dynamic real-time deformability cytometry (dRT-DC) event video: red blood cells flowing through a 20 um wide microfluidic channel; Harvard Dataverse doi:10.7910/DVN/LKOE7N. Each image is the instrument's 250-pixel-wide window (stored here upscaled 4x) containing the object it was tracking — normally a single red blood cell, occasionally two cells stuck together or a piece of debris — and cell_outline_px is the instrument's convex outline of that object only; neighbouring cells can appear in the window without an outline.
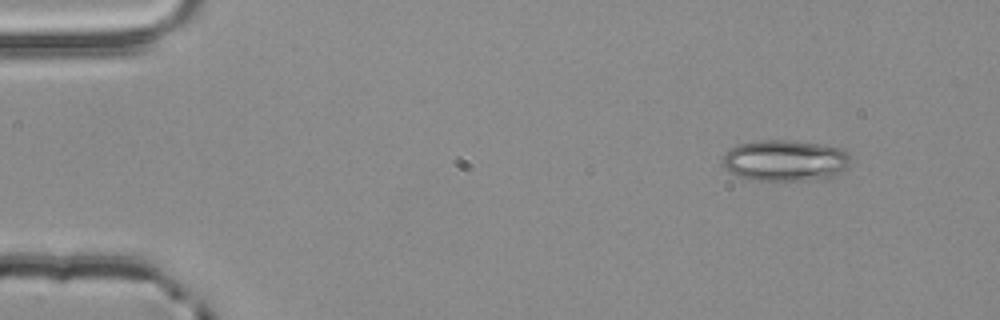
{"species": "common noctule bat (a hibernating species)", "species_latin": "Nyctalus noctula", "temperature_condition": "room temperature", "stored_images_in_passage": 4, "camera_frame_rate_fps": 3000, "um_per_image_px": 0.085, "animal": {"sex": "male", "body_mass_g": 20.4}, "frame": {"image": 1, "passage_image": 1, "time_ms": 0.0, "image_size_px": [1000, 320], "cell_outline_px": [[852, 164], [844, 172], [836, 176], [812, 180], [760, 180], [736, 176], [728, 172], [724, 164], [724, 156], [728, 148], [740, 144], [756, 140], [788, 140], [844, 148], [848, 152]], "centroid_in_image_um": [66.8, 13.65], "position_along_channel_um": 18.2, "area_um2": 31.04}}